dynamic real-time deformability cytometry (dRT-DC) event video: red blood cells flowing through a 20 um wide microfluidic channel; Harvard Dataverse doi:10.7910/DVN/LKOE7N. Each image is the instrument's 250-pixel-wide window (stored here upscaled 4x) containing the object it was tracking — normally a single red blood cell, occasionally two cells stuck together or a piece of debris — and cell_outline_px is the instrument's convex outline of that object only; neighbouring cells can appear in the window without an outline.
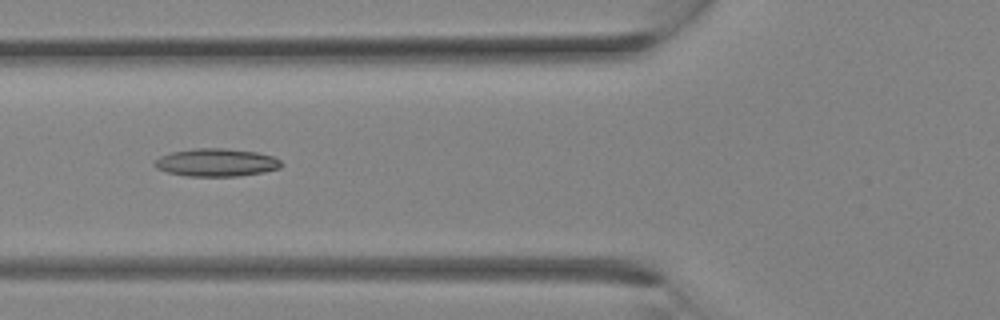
{"species": "Egyptian fruit bat (a non-hibernating species)", "species_latin": "Rousettus aegyptiacus", "temperature_condition": "room temperature", "stored_images_in_passage": 17, "camera_frame_rate_fps": 3000, "um_per_image_px": 0.085, "animal": {"sex": "female"}, "frame": {"image": 1, "passage_image": 12, "time_ms": 3.667, "image_size_px": [1000, 320], "cell_outline_px": [[284, 164], [280, 168], [264, 172], [236, 176], [188, 176], [168, 172], [156, 168], [152, 164], [160, 156], [172, 152], [192, 148], [224, 148], [256, 152], [272, 156], [280, 160]], "centroid_in_image_um": [18.39, 13.81], "position_along_channel_um": 107.4, "area_um2": 20.58}}
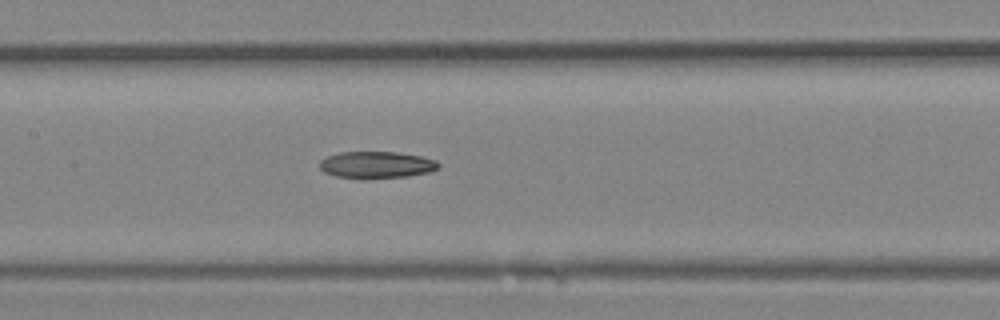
{"frame": {"image": 2, "passage_image": 15, "time_ms": 4.667, "image_size_px": [1000, 320], "cell_outline_px": [[440, 168], [428, 172], [408, 176], [368, 180], [360, 180], [336, 176], [324, 172], [320, 168], [320, 160], [328, 156], [340, 152], [396, 152], [420, 156], [436, 160], [440, 164]], "centroid_in_image_um": [32.0, 14.04], "position_along_channel_um": 175.4, "area_um2": 18.96}}
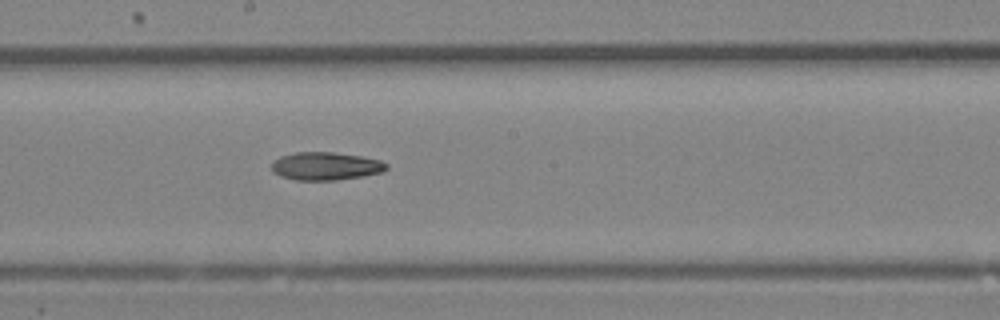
{"frame": {"image": 3, "passage_image": 17, "time_ms": 5.333, "image_size_px": [1000, 320], "cell_outline_px": [[388, 168], [384, 172], [364, 176], [336, 180], [296, 180], [280, 176], [272, 172], [272, 164], [280, 156], [296, 152], [332, 152], [364, 156], [380, 160], [388, 164]], "centroid_in_image_um": [27.72, 14.12], "position_along_channel_um": 220.5, "area_um2": 18.9}}